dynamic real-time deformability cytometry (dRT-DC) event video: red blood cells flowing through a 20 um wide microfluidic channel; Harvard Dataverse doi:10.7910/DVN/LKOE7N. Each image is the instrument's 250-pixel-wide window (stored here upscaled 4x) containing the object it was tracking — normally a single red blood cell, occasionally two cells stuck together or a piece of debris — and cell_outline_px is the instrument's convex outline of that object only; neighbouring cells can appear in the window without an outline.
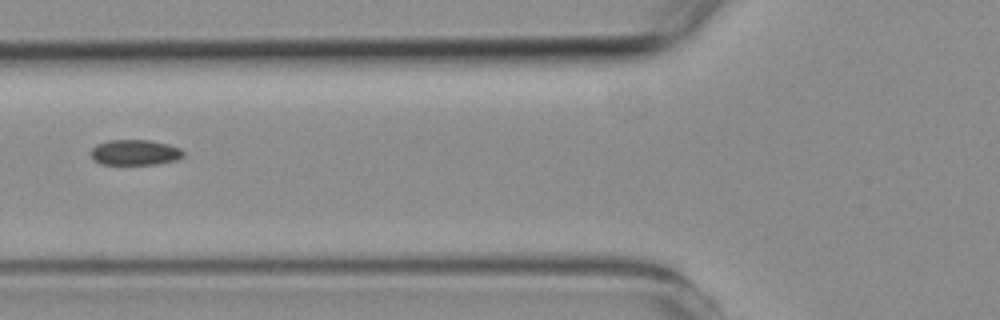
{"species": "common noctule bat (a hibernating species)", "species_latin": "Nyctalus noctula", "temperature_condition": "room temperature", "stored_images_in_passage": 3, "camera_frame_rate_fps": 3000, "um_per_image_px": 0.085, "animal": {"sex": "female", "body_mass_g": 19.3, "forearm_length_mm": 54.1}, "frame": {"image": 1, "passage_image": 2, "time_ms": 1.333, "image_size_px": [1000, 320], "cell_outline_px": [[184, 156], [176, 160], [156, 164], [100, 164], [92, 156], [92, 148], [96, 144], [108, 140], [148, 140], [168, 144], [180, 148], [184, 152]], "centroid_in_image_um": [11.49, 12.95], "position_along_channel_um": 114.3, "area_um2": 13.64}}
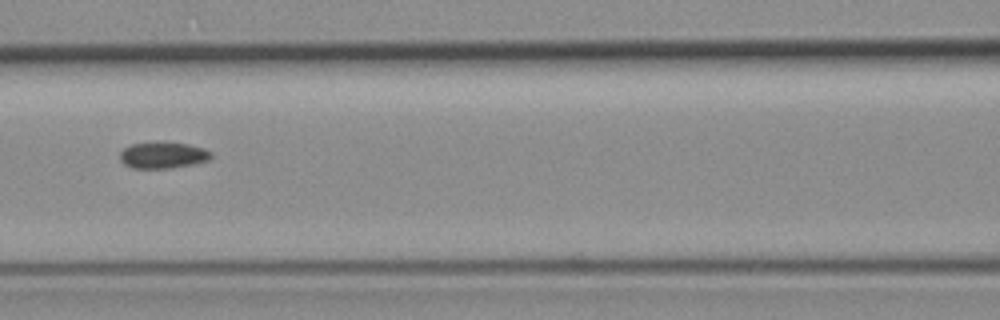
{"frame": {"image": 2, "passage_image": 3, "time_ms": 2.333, "image_size_px": [1000, 320], "cell_outline_px": [[212, 156], [208, 160], [192, 164], [168, 168], [132, 168], [124, 164], [120, 160], [120, 152], [124, 148], [132, 144], [188, 144], [204, 148], [212, 152]], "centroid_in_image_um": [13.85, 13.22], "position_along_channel_um": 152.7, "area_um2": 13.47}}